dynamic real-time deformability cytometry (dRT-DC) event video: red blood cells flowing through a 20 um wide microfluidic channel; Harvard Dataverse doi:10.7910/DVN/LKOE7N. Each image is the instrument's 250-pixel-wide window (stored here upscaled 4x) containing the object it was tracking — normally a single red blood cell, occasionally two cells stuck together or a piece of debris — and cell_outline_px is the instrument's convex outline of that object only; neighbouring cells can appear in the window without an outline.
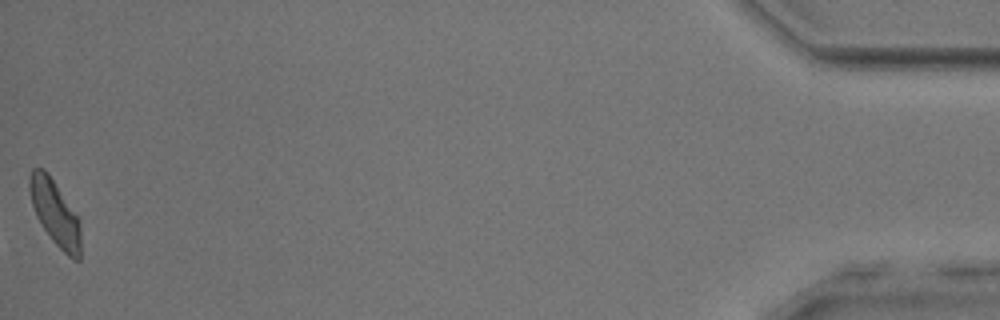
{"species": "common noctule bat (a hibernating species)", "species_latin": "Nyctalus noctula", "temperature_condition": "room temperature", "stored_images_in_passage": 37, "camera_frame_rate_fps": 3000, "um_per_image_px": 0.085, "animal": {"sex": "male", "body_mass_g": 17.9, "forearm_length_mm": 54.2}, "frame": {"image": 1, "passage_image": 37, "time_ms": 12.0, "image_size_px": [1000, 320], "cell_outline_px": [[80, 260], [72, 260], [52, 240], [36, 216], [32, 204], [28, 188], [28, 176], [32, 168], [44, 168], [48, 172], [80, 220]], "centroid_in_image_um": [4.66, 18.07], "position_along_channel_um": 430.5, "area_um2": 19.48}, "authors_computed_cell_mechanics": {"area_um2": 20.519, "velocity_mm_per_s": 3.8339, "shape_relaxation_time_tau1_ms": 5.6941, "shape_relaxation_time_tau2_ms": 2.6299, "deformation_change_tau1": 0.1695, "deformation_change_tau2": 0.1163}}